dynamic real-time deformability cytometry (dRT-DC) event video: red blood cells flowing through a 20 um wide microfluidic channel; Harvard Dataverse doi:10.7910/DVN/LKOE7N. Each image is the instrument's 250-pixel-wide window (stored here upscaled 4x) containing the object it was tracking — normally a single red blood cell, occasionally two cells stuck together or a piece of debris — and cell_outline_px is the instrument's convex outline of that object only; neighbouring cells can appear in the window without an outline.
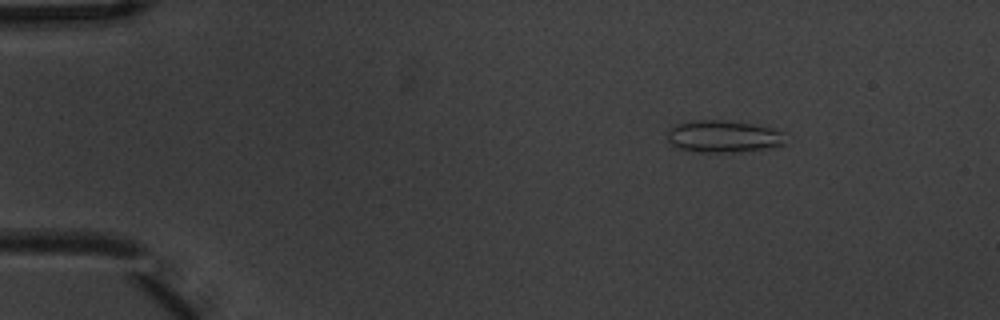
{"species": "common noctule bat (a hibernating species)", "species_latin": "Nyctalus noctula", "temperature_condition": "warm", "stored_images_in_passage": 5, "camera_frame_rate_fps": 3000, "um_per_image_px": 0.085, "animal": {"sex": "male", "body_mass_g": 20.1, "forearm_length_mm": 53.5}, "frame": {"image": 1, "passage_image": 3, "time_ms": 0.667, "image_size_px": [1000, 320], "cell_outline_px": [[788, 144], [764, 148], [736, 152], [700, 152], [680, 148], [672, 144], [668, 140], [668, 132], [676, 124], [696, 120], [724, 120], [756, 124], [772, 128], [784, 132]], "centroid_in_image_um": [61.56, 11.59], "position_along_channel_um": 23.4, "area_um2": 22.08}}